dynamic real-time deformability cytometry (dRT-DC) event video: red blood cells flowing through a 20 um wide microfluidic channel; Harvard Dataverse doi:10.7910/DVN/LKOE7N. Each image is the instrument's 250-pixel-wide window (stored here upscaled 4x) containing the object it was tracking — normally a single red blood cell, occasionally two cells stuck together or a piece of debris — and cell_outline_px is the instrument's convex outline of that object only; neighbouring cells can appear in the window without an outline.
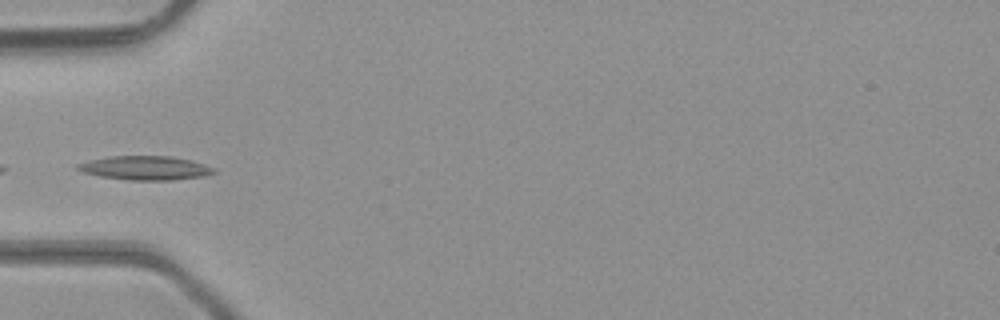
{"species": "common noctule bat (a hibernating species)", "species_latin": "Nyctalus noctula", "temperature_condition": "room temperature", "stored_images_in_passage": 33, "camera_frame_rate_fps": 3000, "um_per_image_px": 0.085, "animal": {"sex": "male", "body_mass_g": 23.1, "forearm_length_mm": 52.7}, "frame": {"image": 1, "passage_image": 1, "time_ms": 0.0, "image_size_px": [1000, 320], "cell_outline_px": [[216, 172], [204, 176], [172, 180], [128, 180], [100, 176], [84, 172], [76, 168], [76, 164], [92, 160], [112, 156], [172, 156], [192, 160], [216, 168]], "centroid_in_image_um": [12.4, 14.28], "position_along_channel_um": 72.6, "area_um2": 18.96}}
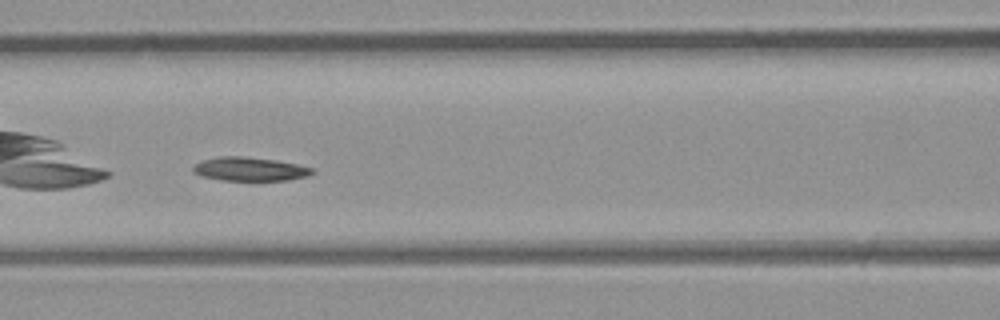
{"frame": {"image": 2, "passage_image": 6, "time_ms": 1.667, "image_size_px": [1000, 320], "cell_outline_px": [[316, 172], [308, 176], [288, 180], [224, 180], [200, 176], [192, 172], [192, 168], [196, 164], [204, 160], [220, 156], [244, 156], [276, 160], [296, 164], [312, 168]], "centroid_in_image_um": [21.24, 14.37], "position_along_channel_um": 145.4, "area_um2": 16.42}}
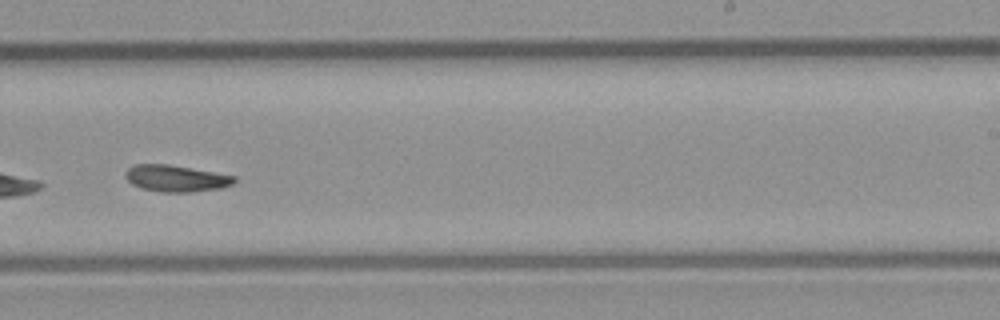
{"frame": {"image": 3, "passage_image": 15, "time_ms": 4.667, "image_size_px": [1000, 320], "cell_outline_px": [[236, 180], [232, 184], [220, 188], [192, 192], [164, 192], [144, 188], [132, 184], [124, 176], [124, 172], [132, 164], [168, 164], [236, 176]], "centroid_in_image_um": [14.94, 15.15], "position_along_channel_um": 274.1, "area_um2": 16.76}}